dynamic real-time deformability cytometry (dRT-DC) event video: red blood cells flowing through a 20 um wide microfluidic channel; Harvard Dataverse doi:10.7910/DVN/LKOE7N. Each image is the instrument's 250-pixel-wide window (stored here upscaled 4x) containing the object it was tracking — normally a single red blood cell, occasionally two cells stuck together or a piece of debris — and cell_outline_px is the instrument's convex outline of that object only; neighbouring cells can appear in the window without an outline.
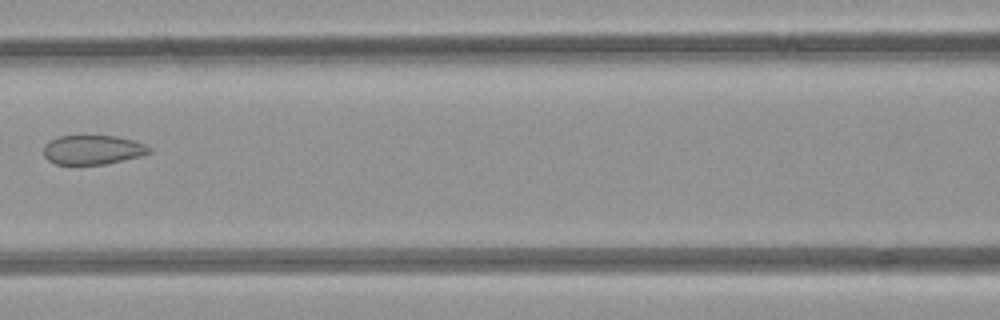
{"species": "common noctule bat (a hibernating species)", "species_latin": "Nyctalus noctula", "temperature_condition": "room temperature", "stored_images_in_passage": 5, "segment_of_instrument_passage": [1, 2], "camera_frame_rate_fps": 3000, "um_per_image_px": 0.085, "animal": {"sex": "female", "body_mass_g": 21.9}, "frame": {"image": 1, "passage_image": 4, "time_ms": 3.333, "image_size_px": [1000, 320], "cell_outline_px": [[152, 152], [140, 156], [104, 164], [56, 164], [48, 160], [44, 156], [44, 144], [48, 140], [60, 136], [116, 136], [136, 140], [152, 148]], "centroid_in_image_um": [7.89, 12.72], "position_along_channel_um": 158.7, "area_um2": 18.09}}